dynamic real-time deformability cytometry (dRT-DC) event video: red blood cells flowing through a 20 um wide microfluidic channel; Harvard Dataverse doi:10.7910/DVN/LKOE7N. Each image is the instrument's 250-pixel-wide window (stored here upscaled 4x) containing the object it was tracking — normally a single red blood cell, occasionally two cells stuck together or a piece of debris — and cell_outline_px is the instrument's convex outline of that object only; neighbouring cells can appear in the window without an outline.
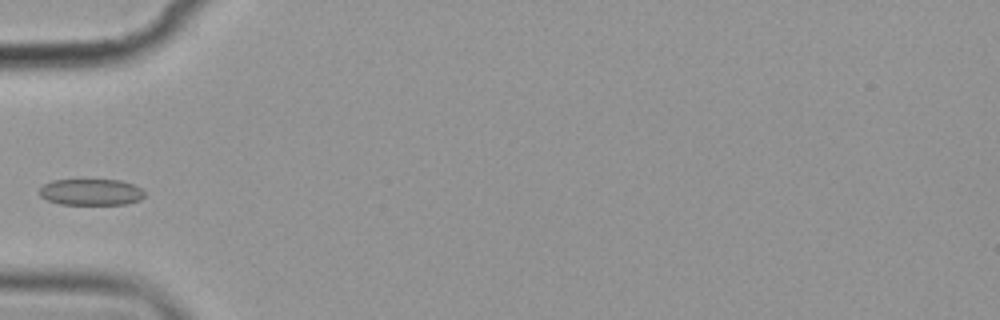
{"species": "common noctule bat (a hibernating species)", "species_latin": "Nyctalus noctula", "temperature_condition": "cold", "stored_images_in_passage": 4, "camera_frame_rate_fps": 3000, "um_per_image_px": 0.085, "animal": {"sex": "female", "body_mass_g": 19.9}, "frame": {"image": 1, "passage_image": 4, "time_ms": 3.333, "image_size_px": [1000, 320], "cell_outline_px": [[144, 196], [140, 200], [124, 204], [60, 204], [48, 200], [40, 196], [40, 188], [44, 184], [52, 180], [120, 180], [132, 184], [140, 188], [144, 192]], "centroid_in_image_um": [7.73, 16.32], "position_along_channel_um": 77.3, "area_um2": 16.01}}